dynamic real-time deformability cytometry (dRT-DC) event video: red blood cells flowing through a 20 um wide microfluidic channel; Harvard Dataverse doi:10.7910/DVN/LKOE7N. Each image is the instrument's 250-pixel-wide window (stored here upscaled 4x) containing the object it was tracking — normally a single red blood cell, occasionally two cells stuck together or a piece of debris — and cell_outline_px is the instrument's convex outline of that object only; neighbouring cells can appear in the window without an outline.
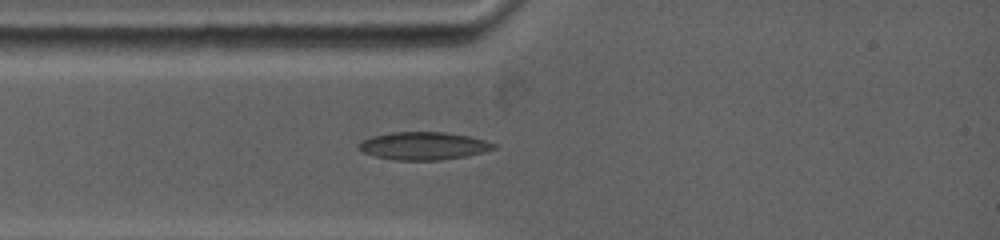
{"species": "common noctule bat (a hibernating species)", "species_latin": "Nyctalus noctula", "temperature_condition": "warm", "stored_images_in_passage": 11, "camera_frame_rate_fps": 5000, "um_per_image_px": 0.085, "animal": {"sex": "female", "body_mass_g": 19.0, "forearm_length_mm": 53.3}, "frame": {"image": 1, "passage_image": 4, "time_ms": 1.6, "image_size_px": [1000, 240], "cell_outline_px": [[496, 148], [484, 152], [464, 156], [440, 160], [396, 160], [376, 156], [364, 152], [356, 148], [356, 144], [372, 136], [392, 132], [444, 132], [468, 136], [484, 140], [496, 144]], "centroid_in_image_um": [35.98, 12.4], "position_along_channel_um": 49.0, "area_um2": 21.73}}
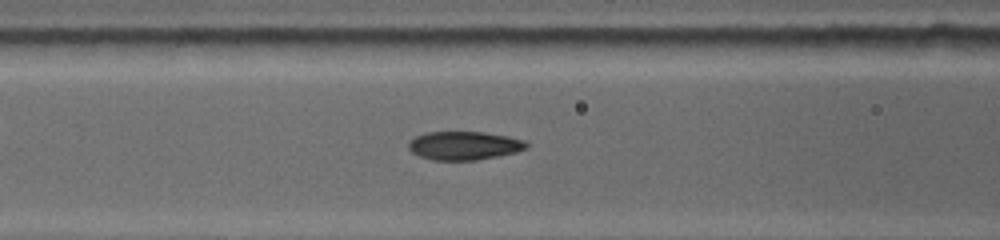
{"frame": {"image": 2, "passage_image": 8, "time_ms": 3.6, "image_size_px": [1000, 240], "cell_outline_px": [[528, 148], [516, 152], [476, 160], [432, 160], [420, 156], [412, 152], [408, 148], [408, 140], [424, 132], [484, 132], [508, 136], [524, 140], [528, 144]], "centroid_in_image_um": [39.43, 12.37], "position_along_channel_um": 127.2, "area_um2": 19.65}}
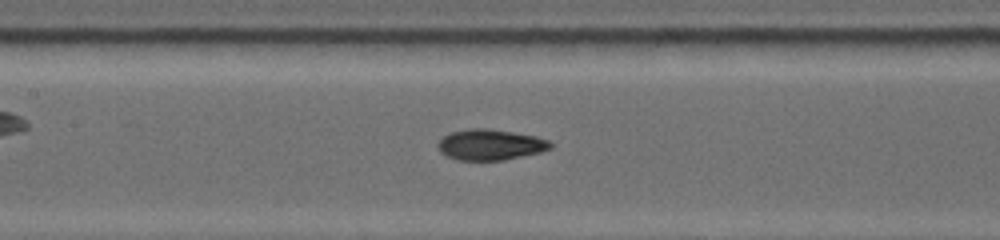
{"frame": {"image": 3, "passage_image": 10, "time_ms": 4.6, "image_size_px": [1000, 240], "cell_outline_px": [[552, 148], [540, 152], [504, 160], [460, 160], [448, 156], [440, 152], [436, 144], [448, 132], [468, 128], [484, 128], [512, 132], [536, 136], [552, 140]], "centroid_in_image_um": [41.68, 12.29], "position_along_channel_um": 165.7, "area_um2": 20.29}}